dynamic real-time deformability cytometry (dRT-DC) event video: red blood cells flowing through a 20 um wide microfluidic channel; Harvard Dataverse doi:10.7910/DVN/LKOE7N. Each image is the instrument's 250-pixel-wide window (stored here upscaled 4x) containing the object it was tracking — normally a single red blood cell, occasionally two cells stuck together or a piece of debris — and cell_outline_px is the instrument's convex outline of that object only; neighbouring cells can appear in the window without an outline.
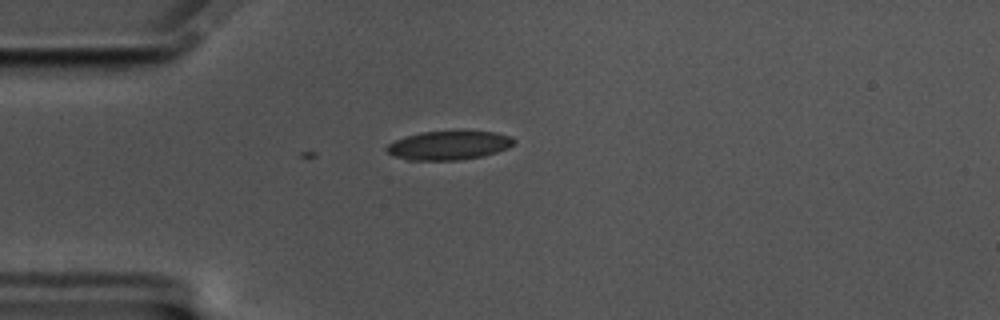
{"species": "common noctule bat (a hibernating species)", "species_latin": "Nyctalus noctula", "temperature_condition": "cold", "stored_images_in_passage": 4, "camera_frame_rate_fps": 3000, "um_per_image_px": 0.085, "animal": {"sex": "male", "body_mass_g": 17.5, "forearm_length_mm": 52.3}, "frame": {"image": 1, "passage_image": 1, "time_ms": 0.0, "image_size_px": [1000, 320], "cell_outline_px": [[516, 140], [508, 148], [496, 152], [480, 156], [460, 160], [408, 160], [396, 156], [388, 152], [384, 148], [388, 144], [404, 136], [420, 132], [464, 128], [496, 132], [512, 136]], "centroid_in_image_um": [38.19, 12.29], "position_along_channel_um": 46.8, "area_um2": 22.25}}